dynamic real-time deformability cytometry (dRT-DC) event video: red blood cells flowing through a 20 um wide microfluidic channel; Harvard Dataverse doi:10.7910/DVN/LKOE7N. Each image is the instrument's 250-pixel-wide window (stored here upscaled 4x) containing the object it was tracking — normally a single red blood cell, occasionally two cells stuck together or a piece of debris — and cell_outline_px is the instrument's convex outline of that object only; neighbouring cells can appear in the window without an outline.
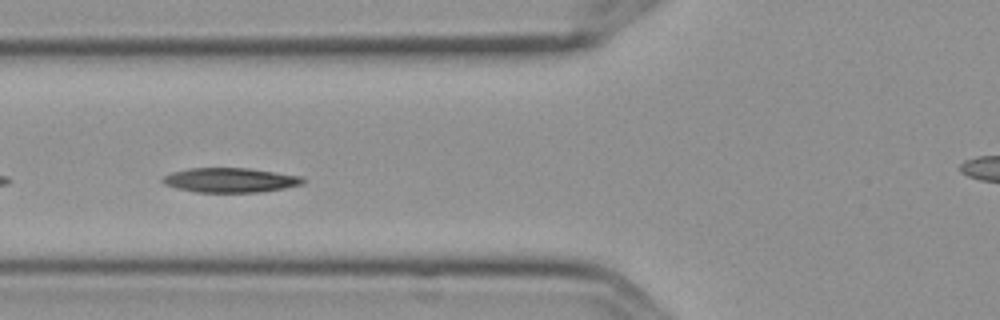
{"species": "Egyptian fruit bat (a non-hibernating species)", "species_latin": "Rousettus aegyptiacus", "temperature_condition": "cold", "stored_images_in_passage": 9, "camera_frame_rate_fps": 3000, "um_per_image_px": 0.085, "frame": {"image": 1, "passage_image": 4, "time_ms": 1.0, "image_size_px": [1000, 320], "cell_outline_px": [[304, 184], [284, 188], [260, 192], [196, 192], [176, 188], [164, 184], [160, 180], [164, 176], [172, 172], [188, 168], [248, 168], [300, 176], [304, 180]], "centroid_in_image_um": [19.53, 15.31], "position_along_channel_um": 106.3, "area_um2": 20.0}}
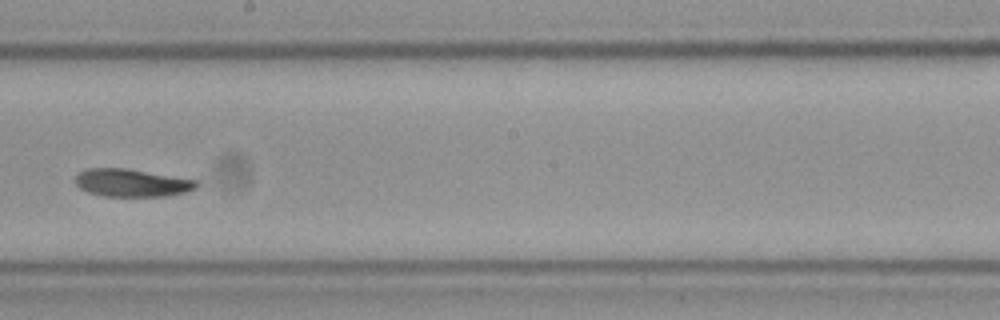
{"frame": {"image": 2, "passage_image": 7, "time_ms": 2.0, "image_size_px": [1000, 320], "cell_outline_px": [[200, 184], [196, 188], [184, 192], [164, 196], [104, 196], [88, 192], [80, 188], [76, 184], [76, 176], [80, 172], [88, 168], [128, 168], [200, 180]], "centroid_in_image_um": [11.25, 15.53], "position_along_channel_um": 237.0, "area_um2": 19.71}}
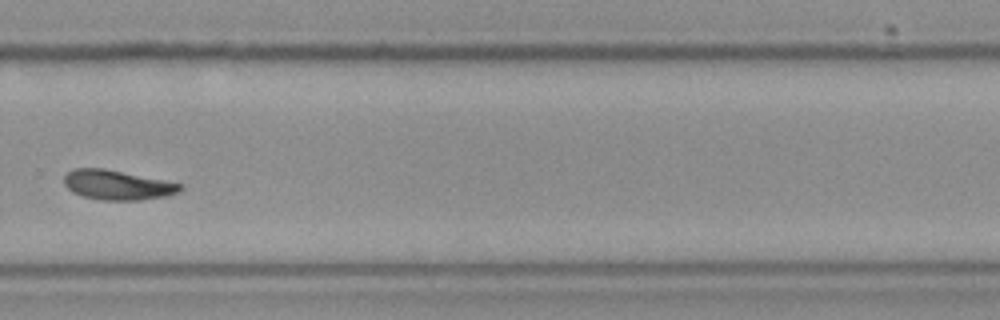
{"frame": {"image": 3, "passage_image": 9, "time_ms": 2.667, "image_size_px": [1000, 320], "cell_outline_px": [[184, 188], [168, 196], [140, 200], [100, 200], [84, 196], [72, 192], [64, 184], [64, 176], [68, 172], [76, 168], [104, 168], [180, 184]], "centroid_in_image_um": [9.94, 15.73], "position_along_channel_um": 319.9, "area_um2": 19.77}}